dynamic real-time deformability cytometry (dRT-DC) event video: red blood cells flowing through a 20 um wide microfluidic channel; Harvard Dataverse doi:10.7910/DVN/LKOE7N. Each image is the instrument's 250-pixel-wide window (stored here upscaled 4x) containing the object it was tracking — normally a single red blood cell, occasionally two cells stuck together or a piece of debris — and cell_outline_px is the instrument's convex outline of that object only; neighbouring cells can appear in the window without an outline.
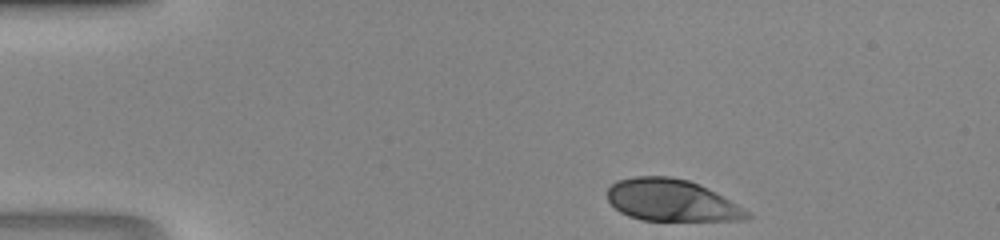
{"species": "human", "species_latin": "Homo sapiens", "temperature_condition": "room temperature", "stored_images_in_passage": 39, "camera_frame_rate_fps": 3000, "um_per_image_px": 0.085, "donor": {"sex": "male"}, "frame": {"image": 1, "passage_image": 1, "time_ms": 0.0, "image_size_px": [1000, 240], "cell_outline_px": [[752, 216], [744, 220], [644, 220], [628, 216], [620, 212], [608, 200], [608, 188], [616, 180], [636, 176], [668, 176], [688, 180], [716, 192], [736, 204], [748, 212]], "centroid_in_image_um": [57.05, 17.02], "position_along_channel_um": 27.9, "area_um2": 33.76}}
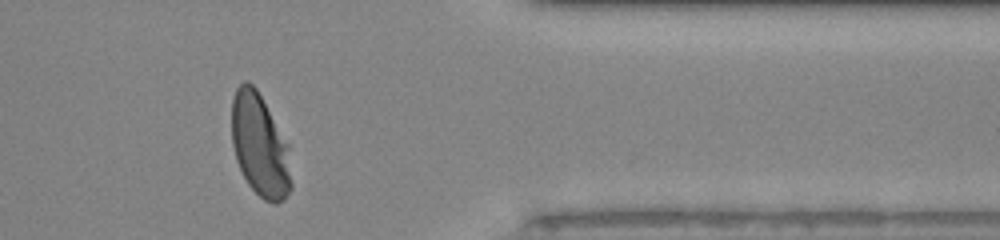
{"frame": {"image": 2, "passage_image": 31, "time_ms": 10.0, "image_size_px": [1000, 240], "cell_outline_px": [[292, 188], [284, 200], [276, 204], [272, 204], [264, 200], [248, 184], [236, 160], [232, 144], [232, 100], [236, 88], [244, 80], [248, 80], [256, 88], [288, 144], [292, 184]], "centroid_in_image_um": [22.09, 12.38], "position_along_channel_um": 389.3, "area_um2": 35.66}}
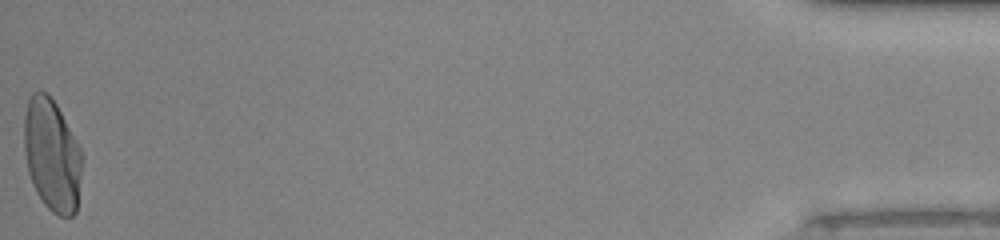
{"frame": {"image": 3, "passage_image": 39, "time_ms": 12.667, "image_size_px": [1000, 240], "cell_outline_px": [[80, 176], [76, 212], [72, 216], [60, 216], [52, 212], [44, 204], [36, 192], [32, 184], [28, 172], [24, 152], [24, 116], [28, 100], [32, 92], [48, 92], [56, 104], [76, 140], [80, 148]], "centroid_in_image_um": [4.38, 13.18], "position_along_channel_um": 430.8, "area_um2": 37.63}}